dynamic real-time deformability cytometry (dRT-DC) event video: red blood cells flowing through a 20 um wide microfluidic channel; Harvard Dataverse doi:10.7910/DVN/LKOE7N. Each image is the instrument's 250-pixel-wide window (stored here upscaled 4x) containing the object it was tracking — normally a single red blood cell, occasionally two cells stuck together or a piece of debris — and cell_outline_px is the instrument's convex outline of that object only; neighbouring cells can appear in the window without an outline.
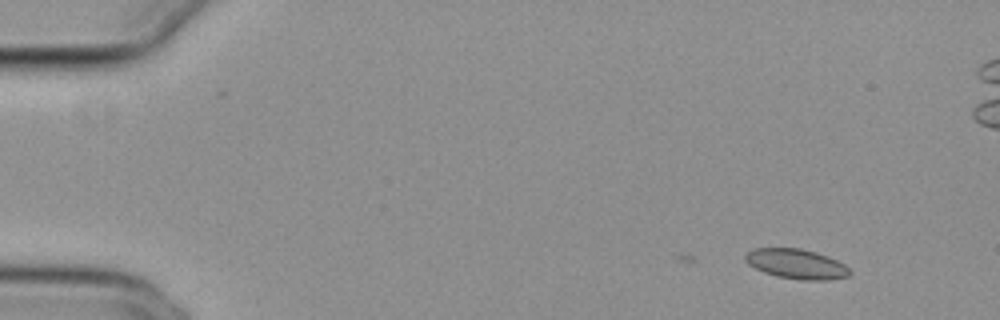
{"species": "common noctule bat (a hibernating species)", "species_latin": "Nyctalus noctula", "temperature_condition": "cold", "stored_images_in_passage": 3, "camera_frame_rate_fps": 3000, "um_per_image_px": 0.085, "animal": {"sex": "female", "body_mass_g": 29.2, "forearm_length_mm": 56.3}, "frame": {"image": 1, "passage_image": 3, "time_ms": 0.667, "image_size_px": [1000, 320], "cell_outline_px": [[852, 272], [848, 276], [828, 280], [800, 280], [776, 276], [764, 272], [748, 264], [744, 260], [744, 256], [752, 248], [800, 248], [816, 252], [828, 256], [844, 264]], "centroid_in_image_um": [67.68, 22.43], "position_along_channel_um": 17.3, "area_um2": 18.21}}